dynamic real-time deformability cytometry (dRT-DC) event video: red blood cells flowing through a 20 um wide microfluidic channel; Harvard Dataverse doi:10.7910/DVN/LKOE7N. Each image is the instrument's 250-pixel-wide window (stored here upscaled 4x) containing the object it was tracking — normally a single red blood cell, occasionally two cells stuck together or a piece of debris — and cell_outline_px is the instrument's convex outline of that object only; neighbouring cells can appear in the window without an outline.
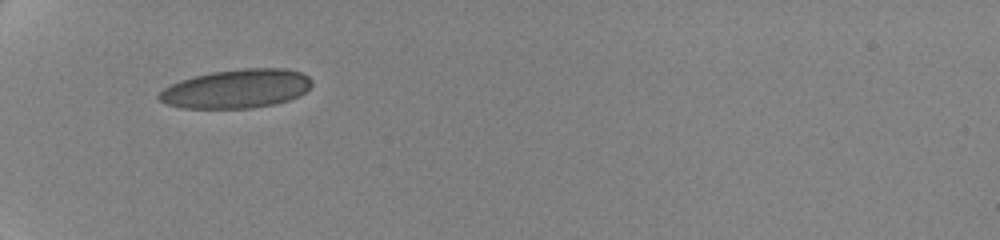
{"species": "human", "species_latin": "Homo sapiens", "temperature_condition": "cold", "stored_images_in_passage": 2, "camera_frame_rate_fps": 3000, "um_per_image_px": 0.085, "donor": {"sex": "female"}, "frame": {"image": 1, "passage_image": 1, "time_ms": 0.0, "image_size_px": [1000, 240], "cell_outline_px": [[312, 84], [300, 96], [288, 100], [272, 104], [252, 108], [184, 108], [168, 104], [160, 100], [156, 96], [164, 88], [180, 80], [192, 76], [212, 72], [244, 68], [284, 68], [300, 72], [308, 76], [312, 80]], "centroid_in_image_um": [20.11, 7.54], "position_along_channel_um": 64.9, "area_um2": 34.51}}